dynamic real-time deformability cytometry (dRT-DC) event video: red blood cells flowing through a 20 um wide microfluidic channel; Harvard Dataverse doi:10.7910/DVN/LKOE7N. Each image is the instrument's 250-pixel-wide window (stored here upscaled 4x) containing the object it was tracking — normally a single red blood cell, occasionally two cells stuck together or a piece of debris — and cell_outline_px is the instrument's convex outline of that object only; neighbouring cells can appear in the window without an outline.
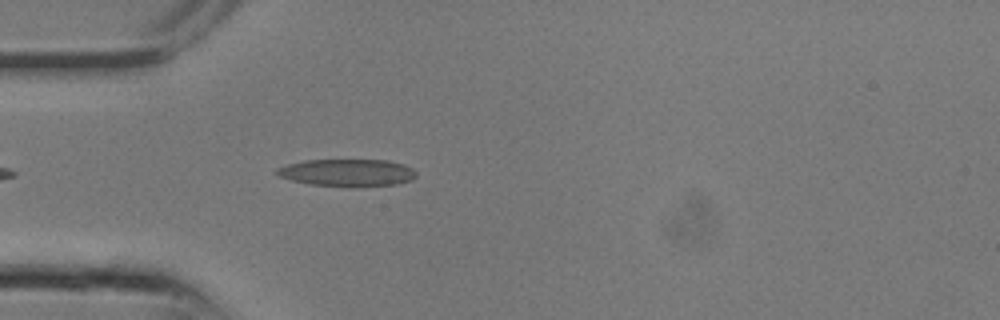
{"species": "common noctule bat (a hibernating species)", "species_latin": "Nyctalus noctula", "temperature_condition": "room temperature", "stored_images_in_passage": 17, "camera_frame_rate_fps": 3000, "um_per_image_px": 0.085, "animal": {"sex": "male", "body_mass_g": 13.3}, "frame": {"image": 1, "passage_image": 6, "time_ms": 1.667, "image_size_px": [1000, 320], "cell_outline_px": [[416, 176], [412, 180], [396, 184], [352, 188], [348, 188], [308, 184], [292, 180], [280, 176], [276, 172], [276, 168], [288, 164], [304, 160], [388, 160], [404, 164], [412, 168], [416, 172]], "centroid_in_image_um": [29.55, 14.69], "position_along_channel_um": 55.5, "area_um2": 22.54}}
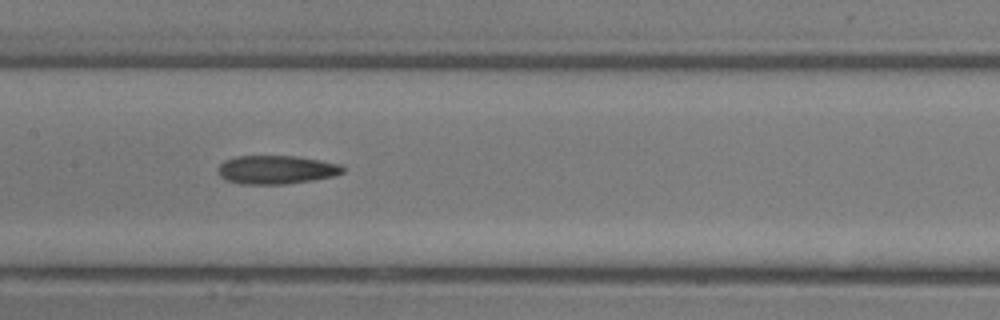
{"frame": {"image": 2, "passage_image": 11, "time_ms": 3.333, "image_size_px": [1000, 320], "cell_outline_px": [[344, 172], [336, 176], [312, 180], [284, 184], [240, 184], [228, 180], [220, 176], [216, 172], [216, 168], [224, 160], [236, 156], [296, 156], [320, 160], [340, 164], [344, 168]], "centroid_in_image_um": [23.47, 14.42], "position_along_channel_um": 183.9, "area_um2": 20.92}}
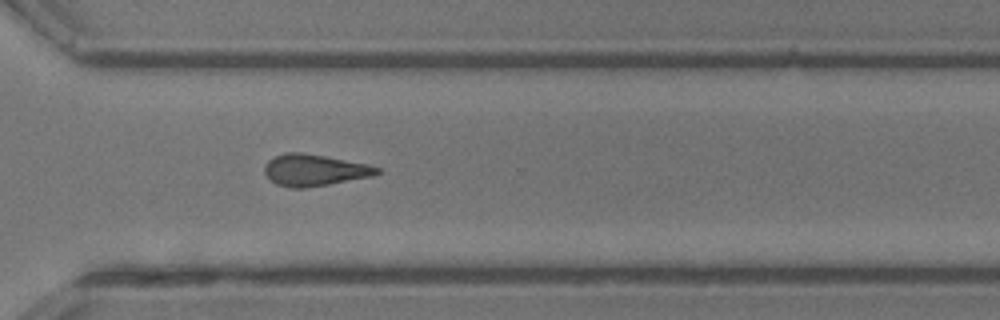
{"frame": {"image": 3, "passage_image": 17, "time_ms": 5.333, "image_size_px": [1000, 320], "cell_outline_px": [[380, 172], [372, 176], [328, 184], [304, 188], [292, 188], [276, 184], [264, 172], [264, 164], [268, 160], [284, 152], [300, 152], [324, 156], [368, 164], [380, 168]], "centroid_in_image_um": [26.7, 14.45], "position_along_channel_um": 343.9, "area_um2": 20.52}}